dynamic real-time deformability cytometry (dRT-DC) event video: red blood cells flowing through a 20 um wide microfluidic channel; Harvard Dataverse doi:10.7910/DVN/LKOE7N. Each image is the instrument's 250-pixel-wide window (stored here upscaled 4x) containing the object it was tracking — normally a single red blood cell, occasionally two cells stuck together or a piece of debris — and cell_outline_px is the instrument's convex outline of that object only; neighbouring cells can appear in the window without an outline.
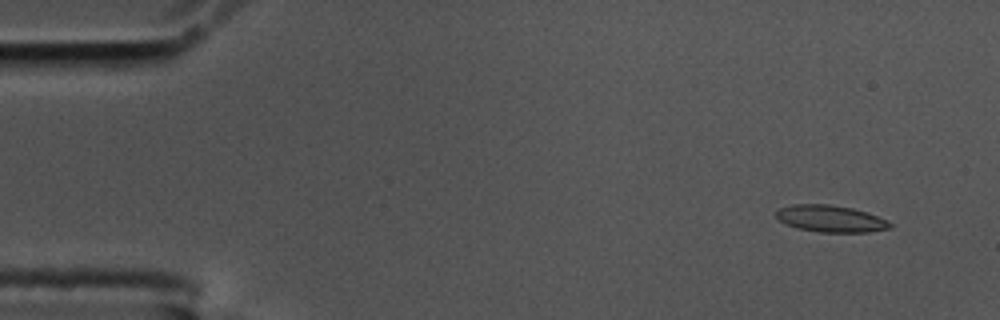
{"species": "common noctule bat (a hibernating species)", "species_latin": "Nyctalus noctula", "temperature_condition": "cold", "stored_images_in_passage": 54, "camera_frame_rate_fps": 3000, "um_per_image_px": 0.085, "animal": {"sex": "male", "body_mass_g": 17.5, "forearm_length_mm": 52.3}, "frame": {"image": 1, "passage_image": 1, "time_ms": 0.0, "image_size_px": [1000, 320], "cell_outline_px": [[892, 228], [868, 232], [820, 232], [796, 228], [780, 220], [776, 216], [776, 212], [780, 208], [792, 204], [828, 204], [852, 208], [888, 220], [892, 224]], "centroid_in_image_um": [70.61, 18.59], "position_along_channel_um": 14.4, "area_um2": 17.63}}
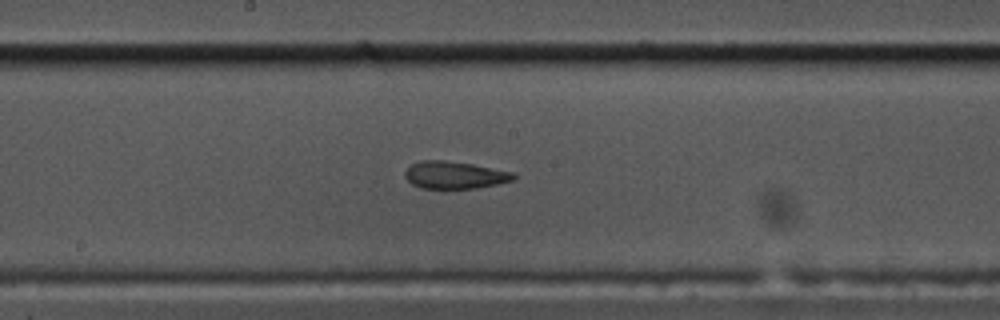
{"frame": {"image": 2, "passage_image": 27, "time_ms": 8.667, "image_size_px": [1000, 320], "cell_outline_px": [[516, 176], [512, 180], [496, 184], [476, 188], [420, 188], [412, 184], [404, 176], [404, 172], [412, 164], [420, 160], [444, 160], [472, 164], [516, 172]], "centroid_in_image_um": [38.64, 14.87], "position_along_channel_um": 209.6, "area_um2": 17.28}}
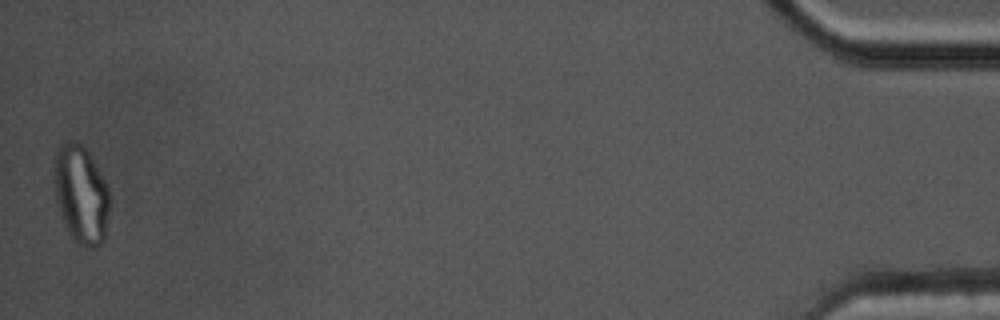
{"frame": {"image": 3, "passage_image": 54, "time_ms": 17.667, "image_size_px": [1000, 320], "cell_outline_px": [[108, 212], [104, 240], [96, 248], [88, 248], [80, 244], [68, 232], [56, 200], [56, 152], [60, 144], [68, 140], [72, 140], [80, 144], [88, 152], [104, 180], [108, 188]], "centroid_in_image_um": [6.9, 16.54], "position_along_channel_um": 428.3, "area_um2": 30.75}, "authors_computed_cell_mechanics": {"area_um2": 17.9469, "velocity_mm_per_s": 3.4727, "shape_relaxation_time_tau1_ms": null, "shape_relaxation_time_tau2_ms": 2.8366, "deformation_change_tau1": null, "deformation_change_tau2": 0.0954}}